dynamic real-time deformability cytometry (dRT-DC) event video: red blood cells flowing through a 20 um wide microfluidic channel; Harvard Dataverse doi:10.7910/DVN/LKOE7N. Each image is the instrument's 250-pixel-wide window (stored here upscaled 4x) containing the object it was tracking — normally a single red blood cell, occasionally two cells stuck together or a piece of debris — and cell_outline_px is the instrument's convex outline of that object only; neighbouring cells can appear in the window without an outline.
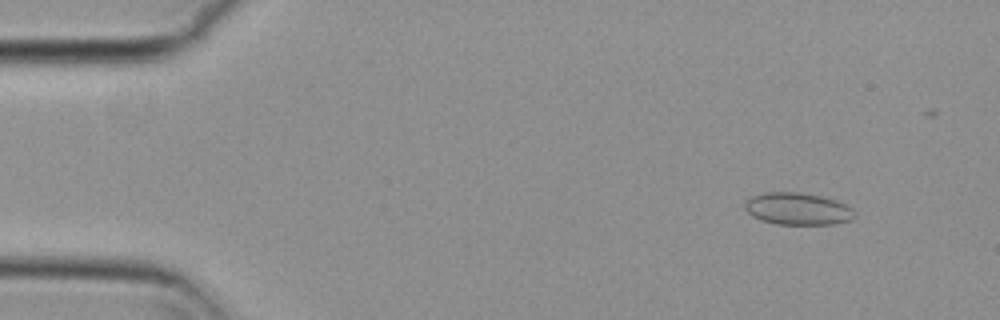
{"species": "common noctule bat (a hibernating species)", "species_latin": "Nyctalus noctula", "temperature_condition": "cold", "stored_images_in_passage": 46, "camera_frame_rate_fps": 3000, "um_per_image_px": 0.085, "animal": {"sex": "female", "body_mass_g": 29.2, "forearm_length_mm": 56.3}, "frame": {"image": 1, "passage_image": 6, "time_ms": 1.667, "image_size_px": [1000, 320], "cell_outline_px": [[856, 216], [852, 220], [832, 224], [776, 224], [760, 220], [752, 216], [744, 208], [744, 200], [752, 196], [764, 192], [800, 192], [820, 196], [836, 200], [852, 208], [856, 212]], "centroid_in_image_um": [67.79, 17.75], "position_along_channel_um": 17.2, "area_um2": 20.75}}
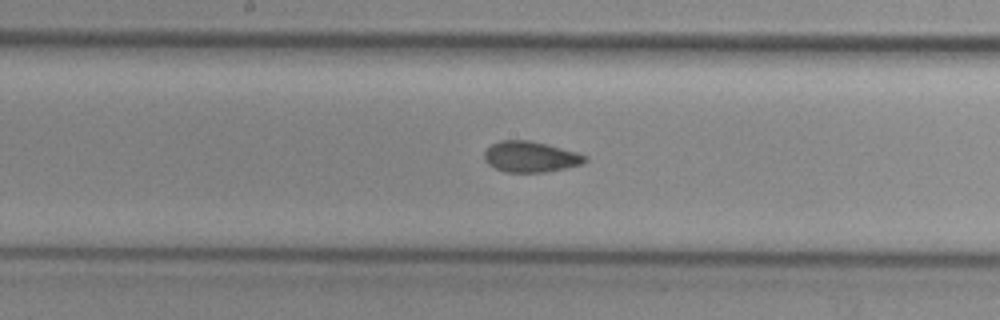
{"frame": {"image": 2, "passage_image": 29, "time_ms": 9.333, "image_size_px": [1000, 320], "cell_outline_px": [[588, 160], [584, 164], [544, 172], [504, 172], [488, 164], [484, 160], [484, 152], [492, 144], [500, 140], [528, 140], [548, 144], [576, 152], [588, 156]], "centroid_in_image_um": [45.11, 13.32], "position_along_channel_um": 203.1, "area_um2": 18.15}}
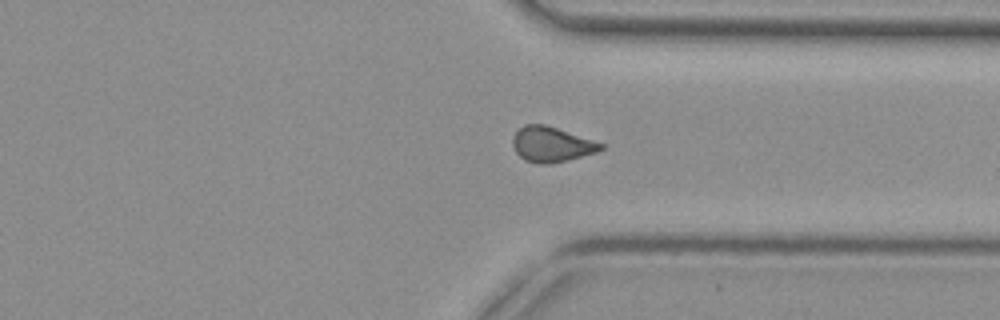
{"frame": {"image": 3, "passage_image": 42, "time_ms": 13.667, "image_size_px": [1000, 320], "cell_outline_px": [[604, 148], [596, 152], [568, 160], [548, 164], [536, 164], [524, 160], [516, 152], [512, 144], [512, 136], [524, 124], [544, 124], [604, 144]], "centroid_in_image_um": [46.84, 12.28], "position_along_channel_um": 364.6, "area_um2": 17.92}, "authors_computed_cell_mechanics": {"area_um2": 18.4671, "velocity_mm_per_s": 3.729, "shape_relaxation_time_tau1_ms": null, "shape_relaxation_time_tau2_ms": 3.0188, "deformation_change_tau1": null, "deformation_change_tau2": 0.0665}}